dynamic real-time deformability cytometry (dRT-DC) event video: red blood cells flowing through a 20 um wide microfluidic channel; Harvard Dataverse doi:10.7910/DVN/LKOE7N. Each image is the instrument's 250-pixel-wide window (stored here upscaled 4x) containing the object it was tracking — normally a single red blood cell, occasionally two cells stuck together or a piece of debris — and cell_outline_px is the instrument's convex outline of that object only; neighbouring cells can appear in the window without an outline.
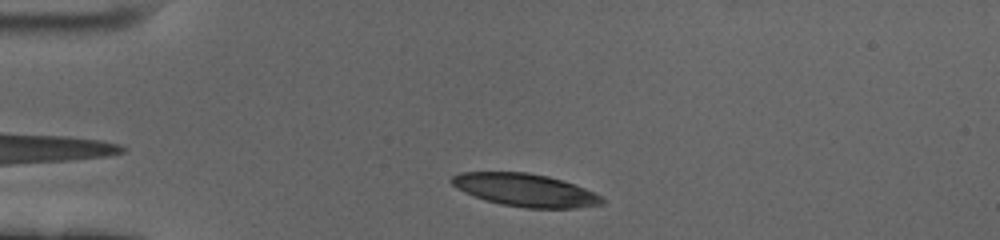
{"species": "human", "species_latin": "Homo sapiens", "temperature_condition": "cold", "stored_images_in_passage": 41, "camera_frame_rate_fps": 3000, "um_per_image_px": 0.085, "donor": {"sex": "female"}, "frame": {"image": 1, "passage_image": 3, "time_ms": 0.667, "image_size_px": [1000, 240], "cell_outline_px": [[604, 204], [576, 208], [524, 208], [500, 204], [484, 200], [464, 192], [456, 188], [448, 180], [452, 176], [460, 172], [528, 172], [548, 176], [584, 188], [600, 196], [604, 200]], "centroid_in_image_um": [44.59, 16.16], "position_along_channel_um": 40.4, "area_um2": 28.73}}
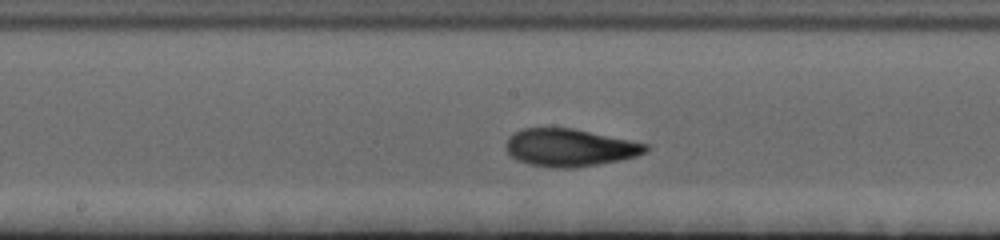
{"frame": {"image": 2, "passage_image": 20, "time_ms": 6.333, "image_size_px": [1000, 240], "cell_outline_px": [[648, 148], [644, 152], [636, 156], [620, 160], [572, 168], [552, 168], [528, 164], [516, 160], [508, 152], [508, 136], [524, 128], [572, 128], [648, 144]], "centroid_in_image_um": [48.41, 12.55], "position_along_channel_um": 199.8, "area_um2": 30.17}}
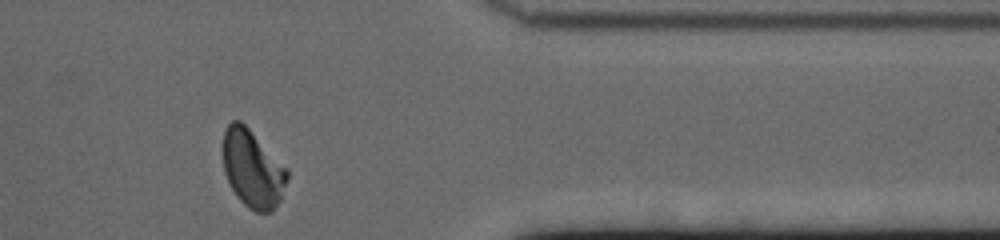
{"frame": {"image": 3, "passage_image": 38, "time_ms": 12.333, "image_size_px": [1000, 240], "cell_outline_px": [[288, 180], [280, 200], [272, 212], [256, 212], [248, 208], [236, 196], [224, 172], [220, 148], [224, 132], [228, 124], [232, 120], [240, 120], [288, 168]], "centroid_in_image_um": [21.45, 14.34], "position_along_channel_um": 390.0, "area_um2": 29.48}, "authors_computed_cell_mechanics": {"area_um2": 29.3046, "velocity_mm_per_s": 3.4352, "shape_relaxation_time_tau1_ms": 4.5612, "shape_relaxation_time_tau2_ms": 1.658, "deformation_change_tau1": 0.168, "deformation_change_tau2": 0.0668}}